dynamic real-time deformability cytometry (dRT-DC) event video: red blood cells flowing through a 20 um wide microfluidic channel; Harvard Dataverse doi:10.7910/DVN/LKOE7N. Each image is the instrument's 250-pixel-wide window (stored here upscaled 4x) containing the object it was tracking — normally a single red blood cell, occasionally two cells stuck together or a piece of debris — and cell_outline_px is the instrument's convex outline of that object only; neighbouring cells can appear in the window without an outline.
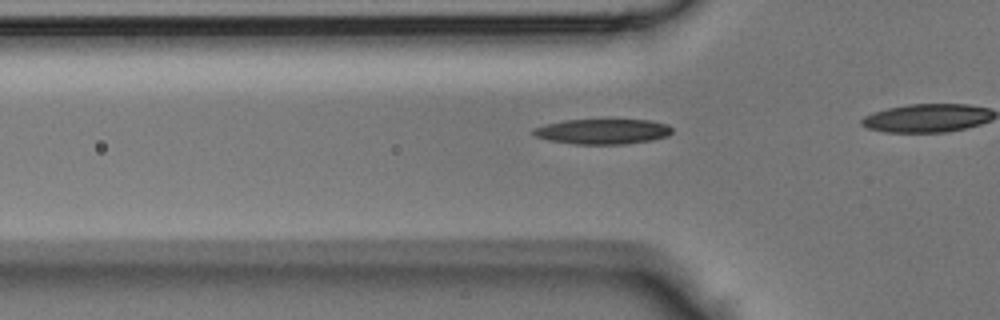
{"species": "Egyptian fruit bat (a non-hibernating species)", "species_latin": "Rousettus aegyptiacus", "temperature_condition": "room temperature", "stored_images_in_passage": 10, "camera_frame_rate_fps": 3000, "um_per_image_px": 0.085, "animal": {"sex": "male"}, "frame": {"image": 1, "passage_image": 6, "time_ms": 1.667, "image_size_px": [1000, 320], "cell_outline_px": [[672, 132], [668, 136], [652, 140], [624, 144], [576, 144], [548, 140], [536, 136], [532, 132], [532, 128], [544, 124], [564, 120], [652, 120], [668, 124], [672, 128]], "centroid_in_image_um": [51.23, 11.17], "position_along_channel_um": 74.6, "area_um2": 20.46}}
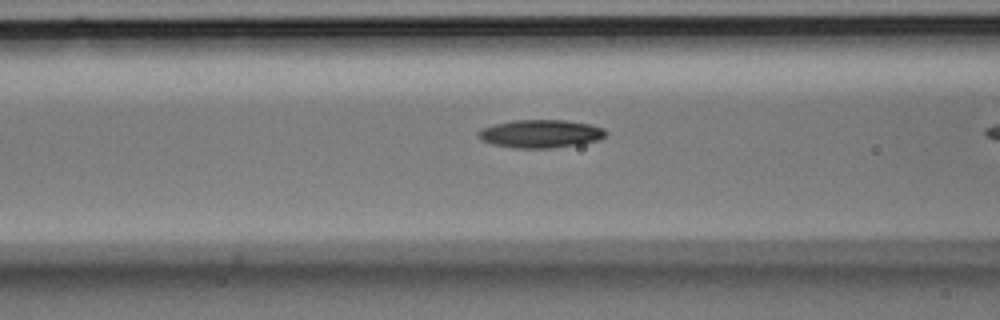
{"frame": {"image": 2, "passage_image": 9, "time_ms": 2.667, "image_size_px": [1000, 320], "cell_outline_px": [[608, 132], [600, 140], [580, 144], [552, 148], [516, 148], [492, 144], [480, 140], [476, 136], [476, 132], [480, 128], [492, 124], [512, 120], [568, 120], [592, 124], [604, 128]], "centroid_in_image_um": [45.92, 11.36], "position_along_channel_um": 120.7, "area_um2": 21.33}}